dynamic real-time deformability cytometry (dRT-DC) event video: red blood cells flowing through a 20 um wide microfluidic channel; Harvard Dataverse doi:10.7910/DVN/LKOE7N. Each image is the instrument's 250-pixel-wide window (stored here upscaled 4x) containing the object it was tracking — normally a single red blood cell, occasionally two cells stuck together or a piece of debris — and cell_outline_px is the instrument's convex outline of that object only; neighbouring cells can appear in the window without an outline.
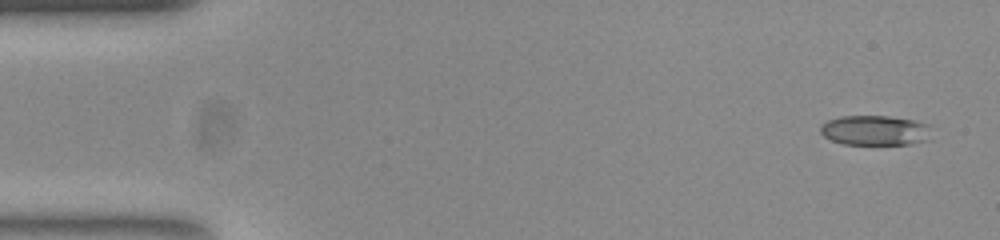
{"species": "common noctule bat (a hibernating species)", "species_latin": "Nyctalus noctula", "temperature_condition": "room temperature", "stored_images_in_passage": 51, "camera_frame_rate_fps": 3000, "um_per_image_px": 0.085, "animal": {"sex": "female", "body_mass_g": 23.0, "forearm_length_mm": 53.4}, "frame": {"image": 1, "passage_image": 1, "time_ms": 0.0, "image_size_px": [1000, 240], "cell_outline_px": [[932, 140], [908, 144], [844, 144], [832, 140], [824, 136], [820, 132], [820, 124], [828, 120], [840, 116], [888, 116], [916, 120], [928, 124]], "centroid_in_image_um": [74.4, 11.08], "position_along_channel_um": 10.6, "area_um2": 19.59}}
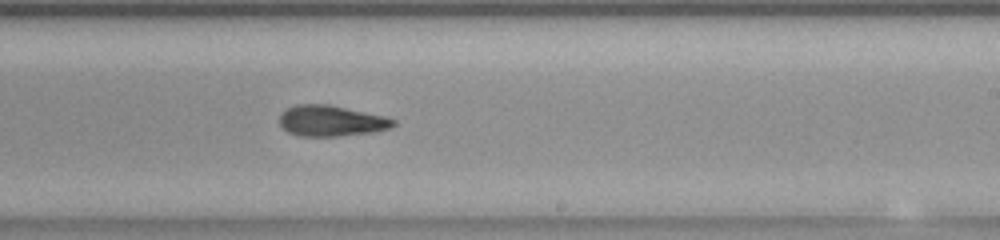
{"frame": {"image": 2, "passage_image": 30, "time_ms": 9.667, "image_size_px": [1000, 240], "cell_outline_px": [[396, 124], [392, 128], [376, 132], [336, 136], [300, 136], [288, 132], [280, 124], [280, 116], [284, 108], [296, 104], [328, 104], [384, 116], [396, 120]], "centroid_in_image_um": [28.16, 10.27], "position_along_channel_um": 260.8, "area_um2": 20.58}}
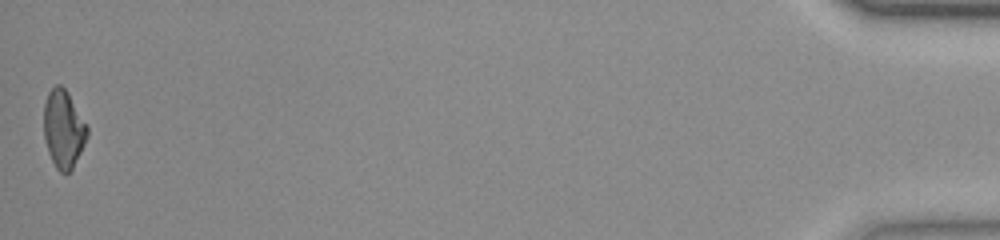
{"frame": {"image": 3, "passage_image": 51, "time_ms": 16.667, "image_size_px": [1000, 240], "cell_outline_px": [[88, 136], [72, 168], [68, 172], [60, 172], [56, 168], [48, 152], [44, 136], [44, 104], [48, 92], [56, 84], [60, 84], [68, 92], [88, 128]], "centroid_in_image_um": [5.38, 10.94], "position_along_channel_um": 429.8, "area_um2": 19.42}, "authors_computed_cell_mechanics": {"area_um2": 20.9236, "velocity_mm_per_s": 3.8558, "shape_relaxation_time_tau1_ms": 7.8488, "shape_relaxation_time_tau2_ms": 3.1136, "deformation_change_tau1": 0.2086, "deformation_change_tau2": 0.1071}}